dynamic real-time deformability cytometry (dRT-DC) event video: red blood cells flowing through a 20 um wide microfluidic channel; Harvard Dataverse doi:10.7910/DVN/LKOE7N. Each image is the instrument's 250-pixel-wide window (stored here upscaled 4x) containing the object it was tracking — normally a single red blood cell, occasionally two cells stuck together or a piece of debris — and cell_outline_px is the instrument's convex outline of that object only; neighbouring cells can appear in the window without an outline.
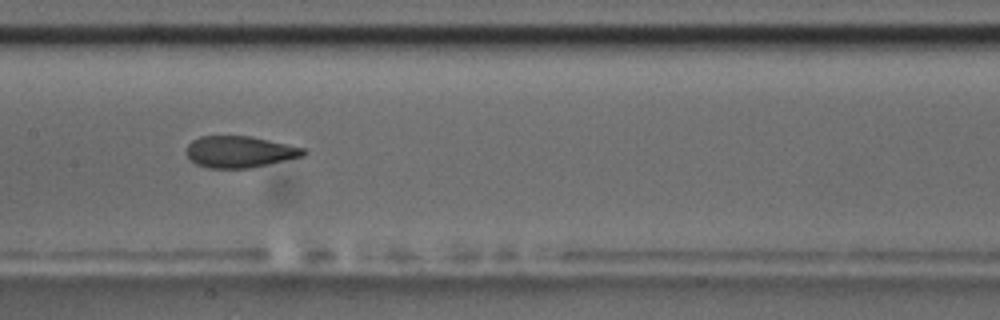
{"species": "common noctule bat (a hibernating species)", "species_latin": "Nyctalus noctula", "temperature_condition": "room temperature", "stored_images_in_passage": 9, "camera_frame_rate_fps": 3000, "um_per_image_px": 0.085, "animal": {"sex": "male", "body_mass_g": 17.5, "forearm_length_mm": 52.3}, "frame": {"image": 1, "passage_image": 8, "time_ms": 8.0, "image_size_px": [1000, 320], "cell_outline_px": [[308, 152], [304, 156], [248, 168], [208, 168], [196, 164], [184, 152], [188, 144], [192, 140], [200, 136], [252, 136], [304, 148]], "centroid_in_image_um": [20.35, 12.9], "position_along_channel_um": 187.0, "area_um2": 21.5}}